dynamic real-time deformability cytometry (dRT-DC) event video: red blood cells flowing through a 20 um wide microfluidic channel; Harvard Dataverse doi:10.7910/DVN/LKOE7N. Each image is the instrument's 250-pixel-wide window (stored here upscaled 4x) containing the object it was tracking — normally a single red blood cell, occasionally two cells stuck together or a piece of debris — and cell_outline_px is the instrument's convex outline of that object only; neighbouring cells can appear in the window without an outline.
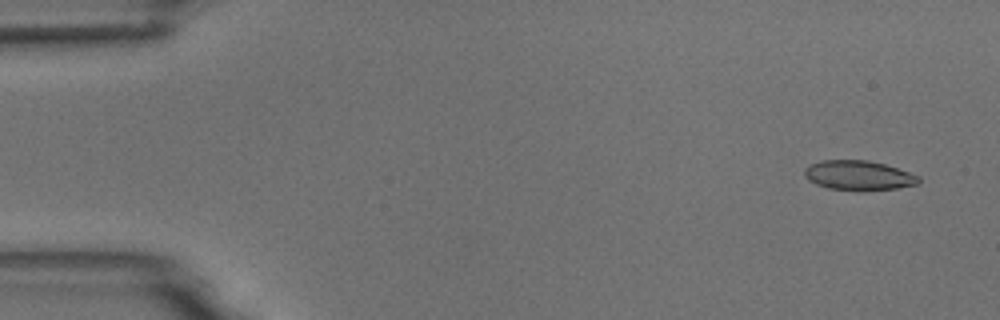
{"species": "common noctule bat (a hibernating species)", "species_latin": "Nyctalus noctula", "temperature_condition": "room temperature", "stored_images_in_passage": 8, "camera_frame_rate_fps": 3000, "um_per_image_px": 0.085, "animal": {"sex": "male", "body_mass_g": 18.8}, "frame": {"image": 1, "passage_image": 1, "time_ms": 0.0, "image_size_px": [1000, 320], "cell_outline_px": [[920, 180], [916, 184], [896, 188], [864, 192], [828, 188], [816, 184], [808, 180], [804, 176], [804, 168], [808, 164], [824, 160], [868, 160], [884, 164], [920, 176]], "centroid_in_image_um": [72.94, 14.92], "position_along_channel_um": 12.1, "area_um2": 19.94}}
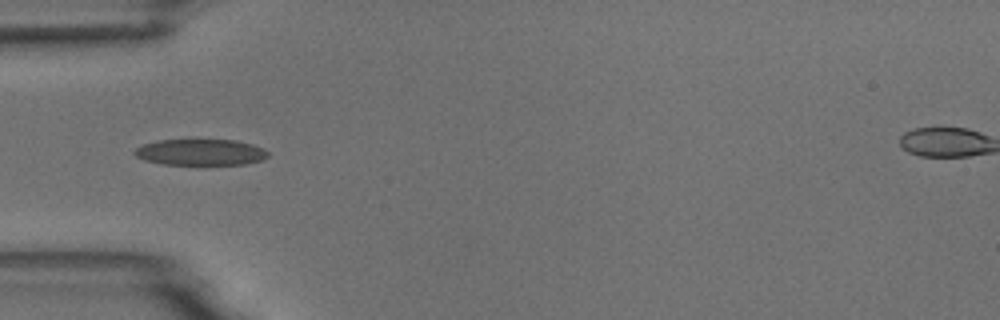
{"frame": {"image": 2, "passage_image": 5, "time_ms": 4.667, "image_size_px": [1000, 320], "cell_outline_px": [[268, 156], [264, 160], [244, 164], [196, 168], [160, 164], [144, 160], [136, 156], [132, 152], [136, 148], [144, 144], [160, 140], [236, 140], [252, 144], [264, 148], [268, 152]], "centroid_in_image_um": [17.06, 13.0], "position_along_channel_um": 67.9, "area_um2": 21.56}}